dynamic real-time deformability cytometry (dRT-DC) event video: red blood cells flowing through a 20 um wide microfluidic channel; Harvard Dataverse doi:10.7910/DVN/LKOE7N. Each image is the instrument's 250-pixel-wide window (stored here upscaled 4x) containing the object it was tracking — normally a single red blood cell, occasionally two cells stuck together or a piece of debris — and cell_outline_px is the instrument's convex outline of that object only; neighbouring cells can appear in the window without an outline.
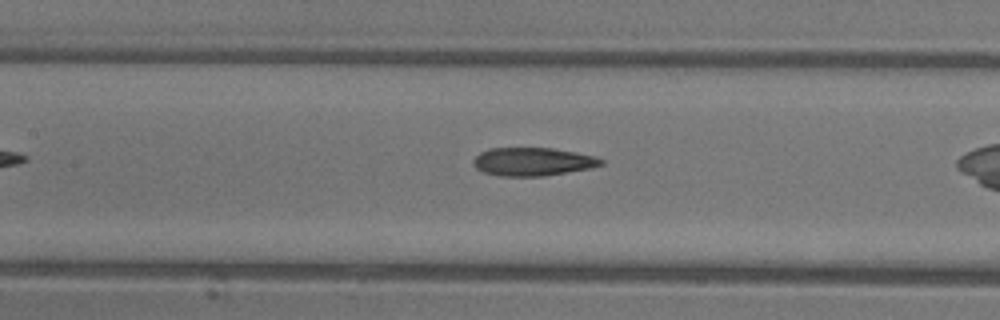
{"species": "common noctule bat (a hibernating species)", "species_latin": "Nyctalus noctula", "temperature_condition": "warm", "stored_images_in_passage": 14, "camera_frame_rate_fps": 3000, "um_per_image_px": 0.085, "animal": {"sex": "female"}, "frame": {"image": 1, "passage_image": 7, "time_ms": 2.0, "image_size_px": [1000, 320], "cell_outline_px": [[604, 164], [592, 168], [544, 176], [500, 176], [484, 172], [476, 168], [472, 164], [472, 160], [480, 152], [488, 148], [552, 148], [576, 152], [596, 156], [604, 160]], "centroid_in_image_um": [45.29, 13.74], "position_along_channel_um": 162.1, "area_um2": 21.21}}
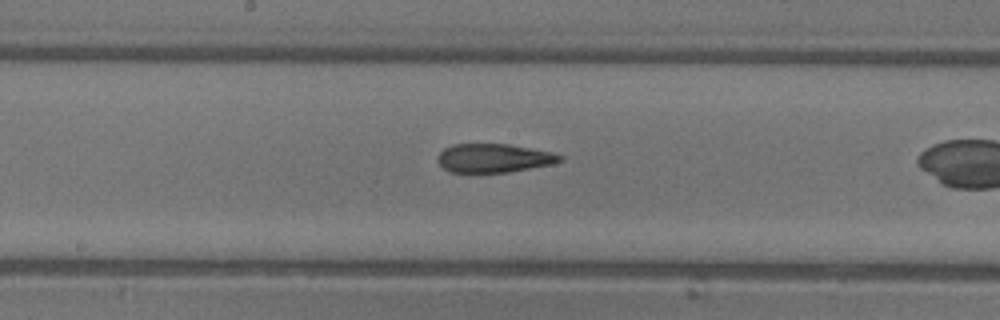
{"frame": {"image": 2, "passage_image": 10, "time_ms": 3.0, "image_size_px": [1000, 320], "cell_outline_px": [[564, 160], [552, 164], [508, 172], [448, 172], [436, 160], [436, 156], [444, 148], [452, 144], [508, 144], [552, 152], [564, 156]], "centroid_in_image_um": [41.96, 13.43], "position_along_channel_um": 206.2, "area_um2": 20.52}}